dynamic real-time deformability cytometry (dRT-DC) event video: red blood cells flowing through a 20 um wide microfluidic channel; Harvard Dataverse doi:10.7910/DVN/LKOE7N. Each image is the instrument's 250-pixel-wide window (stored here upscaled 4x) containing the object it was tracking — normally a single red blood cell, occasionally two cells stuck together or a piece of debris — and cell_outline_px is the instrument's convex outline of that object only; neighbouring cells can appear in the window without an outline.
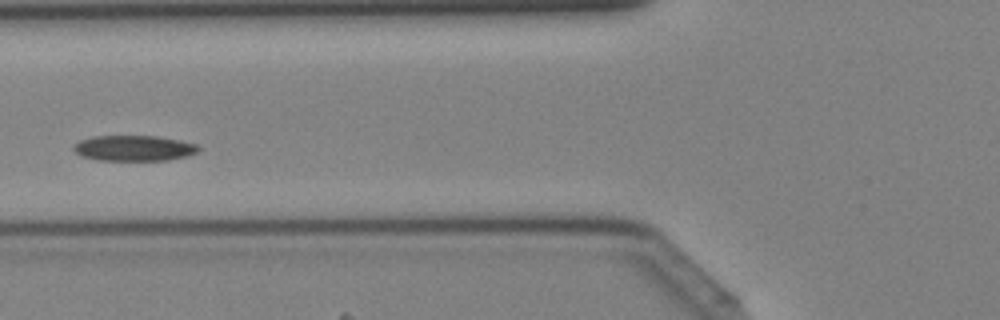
{"species": "Egyptian fruit bat (a non-hibernating species)", "species_latin": "Rousettus aegyptiacus", "temperature_condition": "cold", "stored_images_in_passage": 18, "camera_frame_rate_fps": 3000, "um_per_image_px": 0.085, "animal": {"sex": "female"}, "frame": {"image": 1, "passage_image": 16, "time_ms": 5.0, "image_size_px": [1000, 320], "cell_outline_px": [[200, 148], [196, 152], [188, 156], [168, 160], [96, 160], [84, 156], [76, 152], [72, 148], [80, 140], [92, 136], [156, 136], [180, 140], [196, 144]], "centroid_in_image_um": [11.4, 12.59], "position_along_channel_um": 114.4, "area_um2": 18.5}}